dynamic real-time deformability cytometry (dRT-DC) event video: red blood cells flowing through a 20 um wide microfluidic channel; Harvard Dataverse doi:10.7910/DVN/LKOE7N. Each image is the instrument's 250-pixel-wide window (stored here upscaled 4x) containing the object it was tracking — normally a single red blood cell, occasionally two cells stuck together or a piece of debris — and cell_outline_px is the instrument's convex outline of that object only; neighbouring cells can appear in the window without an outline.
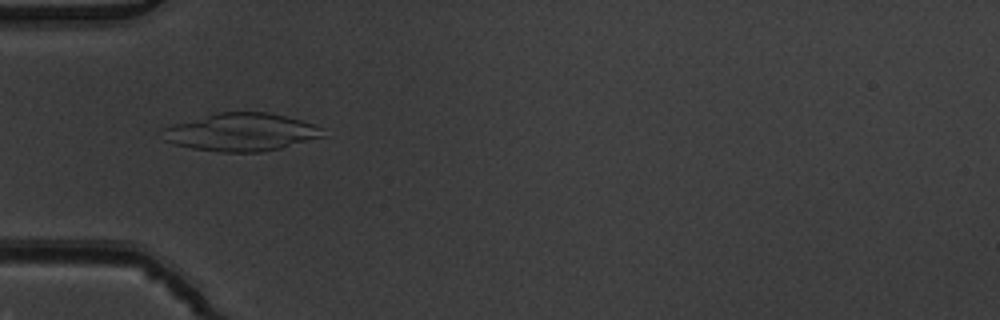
{"species": "common noctule bat (a hibernating species)", "species_latin": "Nyctalus noctula", "temperature_condition": "warm", "stored_images_in_passage": 4, "camera_frame_rate_fps": 3000, "um_per_image_px": 0.085, "animal": {"sex": "male", "body_mass_g": 19.5, "forearm_length_mm": 54.6}, "frame": {"image": 1, "passage_image": 2, "time_ms": 0.333, "image_size_px": [1000, 320], "cell_outline_px": [[324, 136], [280, 148], [260, 152], [220, 152], [192, 148], [172, 144], [164, 140], [156, 132], [172, 124], [212, 112], [268, 112], [300, 120], [324, 128]], "centroid_in_image_um": [20.4, 11.22], "position_along_channel_um": 64.6, "area_um2": 35.72}}